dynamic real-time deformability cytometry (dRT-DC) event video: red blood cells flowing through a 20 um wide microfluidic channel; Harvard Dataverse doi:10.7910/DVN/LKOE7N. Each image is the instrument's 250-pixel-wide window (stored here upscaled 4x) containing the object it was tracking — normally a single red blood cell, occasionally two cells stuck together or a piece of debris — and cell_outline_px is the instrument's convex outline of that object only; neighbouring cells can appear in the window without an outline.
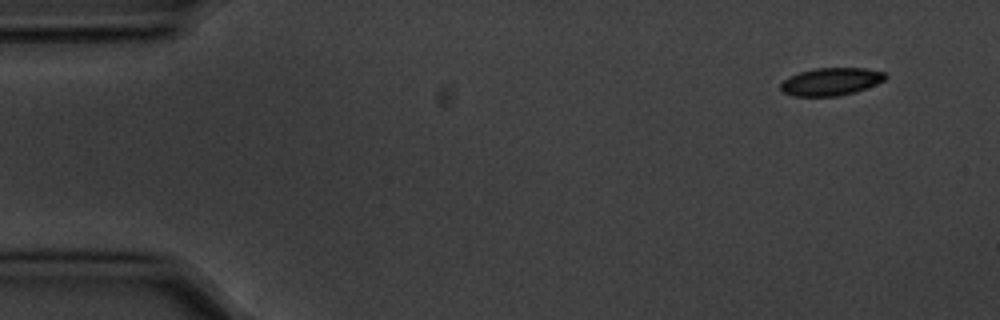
{"species": "common noctule bat (a hibernating species)", "species_latin": "Nyctalus noctula", "temperature_condition": "cold", "stored_images_in_passage": 6, "camera_frame_rate_fps": 3000, "um_per_image_px": 0.085, "animal": {"sex": "male", "body_mass_g": 20.1, "forearm_length_mm": 53.5}, "frame": {"image": 1, "passage_image": 1, "time_ms": 0.0, "image_size_px": [1000, 320], "cell_outline_px": [[888, 76], [884, 80], [856, 92], [836, 96], [792, 96], [784, 92], [780, 88], [780, 84], [788, 76], [800, 72], [816, 68], [864, 68], [884, 72]], "centroid_in_image_um": [70.62, 6.93], "position_along_channel_um": 14.4, "area_um2": 16.82}}
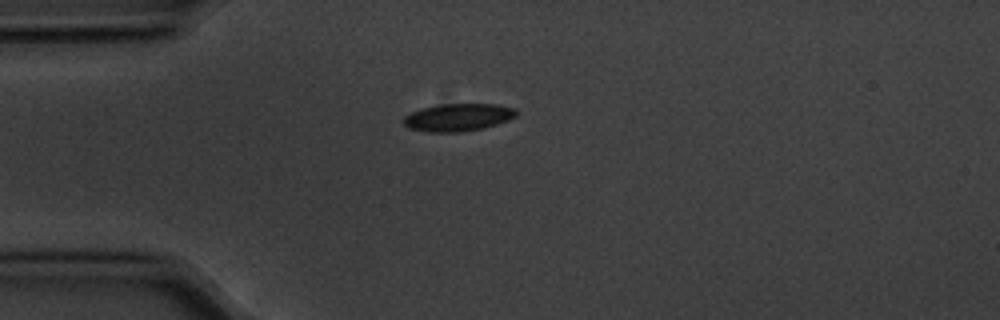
{"frame": {"image": 2, "passage_image": 4, "time_ms": 1.0, "image_size_px": [1000, 320], "cell_outline_px": [[516, 116], [508, 120], [484, 128], [460, 132], [428, 132], [408, 128], [404, 124], [404, 116], [412, 112], [424, 108], [444, 104], [496, 104], [516, 108]], "centroid_in_image_um": [38.95, 9.98], "position_along_channel_um": 46.0, "area_um2": 17.98}}
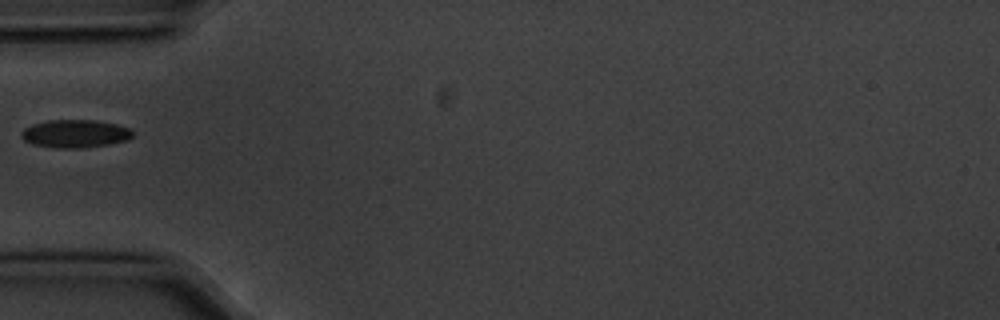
{"frame": {"image": 3, "passage_image": 5, "time_ms": 1.333, "image_size_px": [1000, 320], "cell_outline_px": [[136, 132], [128, 140], [108, 144], [80, 148], [56, 148], [32, 144], [24, 140], [20, 136], [20, 132], [24, 128], [32, 124], [48, 120], [96, 120], [116, 124], [132, 128]], "centroid_in_image_um": [6.4, 11.35], "position_along_channel_um": 78.6, "area_um2": 18.38}}